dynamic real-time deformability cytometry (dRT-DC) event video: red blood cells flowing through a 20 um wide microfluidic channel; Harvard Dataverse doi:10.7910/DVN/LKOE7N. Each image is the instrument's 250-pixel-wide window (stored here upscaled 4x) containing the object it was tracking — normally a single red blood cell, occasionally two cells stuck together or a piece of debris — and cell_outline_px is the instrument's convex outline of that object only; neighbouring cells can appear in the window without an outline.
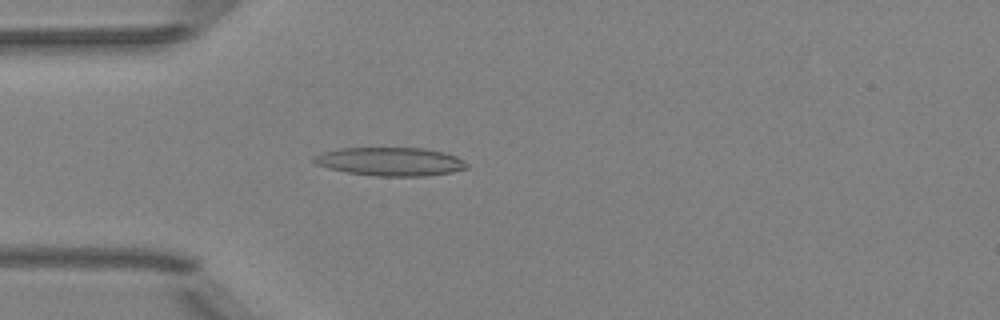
{"species": "Egyptian fruit bat (a non-hibernating species)", "species_latin": "Rousettus aegyptiacus", "temperature_condition": "room temperature", "stored_images_in_passage": 2, "camera_frame_rate_fps": 3000, "um_per_image_px": 0.085, "animal": {"sex": "female"}, "frame": {"image": 1, "passage_image": 2, "time_ms": 1.333, "image_size_px": [1000, 320], "cell_outline_px": [[468, 168], [452, 172], [424, 176], [376, 176], [348, 172], [328, 168], [316, 164], [312, 160], [312, 156], [324, 152], [340, 148], [424, 148], [444, 152], [456, 156], [468, 164]], "centroid_in_image_um": [33.18, 13.73], "position_along_channel_um": 51.8, "area_um2": 25.32}}